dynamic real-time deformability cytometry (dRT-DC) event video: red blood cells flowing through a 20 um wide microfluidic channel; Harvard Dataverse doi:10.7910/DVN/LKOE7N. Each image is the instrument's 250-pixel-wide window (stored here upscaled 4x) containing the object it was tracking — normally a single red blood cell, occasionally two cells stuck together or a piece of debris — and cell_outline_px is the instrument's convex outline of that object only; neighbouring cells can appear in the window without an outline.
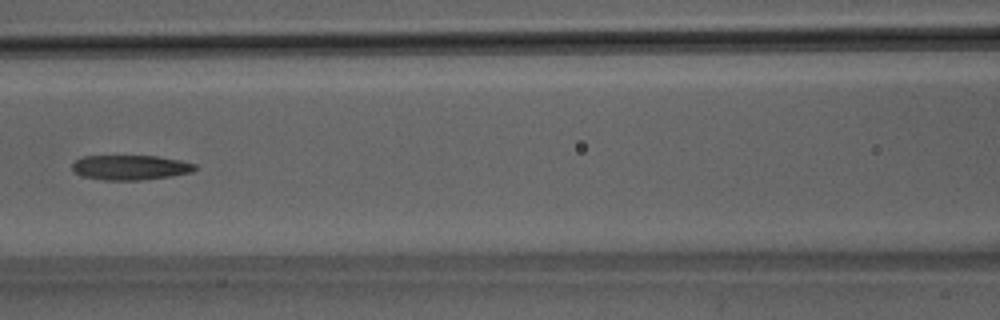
{"species": "Egyptian fruit bat (a non-hibernating species)", "species_latin": "Rousettus aegyptiacus", "temperature_condition": "room temperature", "stored_images_in_passage": 6, "camera_frame_rate_fps": 3000, "um_per_image_px": 0.085, "animal": {"sex": "male"}, "frame": {"image": 1, "passage_image": 6, "time_ms": 1.667, "image_size_px": [1000, 320], "cell_outline_px": [[196, 168], [192, 172], [172, 176], [140, 180], [104, 180], [84, 176], [76, 172], [72, 168], [72, 164], [76, 160], [84, 156], [156, 156], [180, 160], [196, 164]], "centroid_in_image_um": [11.11, 14.23], "position_along_channel_um": 155.5, "area_um2": 17.63}}